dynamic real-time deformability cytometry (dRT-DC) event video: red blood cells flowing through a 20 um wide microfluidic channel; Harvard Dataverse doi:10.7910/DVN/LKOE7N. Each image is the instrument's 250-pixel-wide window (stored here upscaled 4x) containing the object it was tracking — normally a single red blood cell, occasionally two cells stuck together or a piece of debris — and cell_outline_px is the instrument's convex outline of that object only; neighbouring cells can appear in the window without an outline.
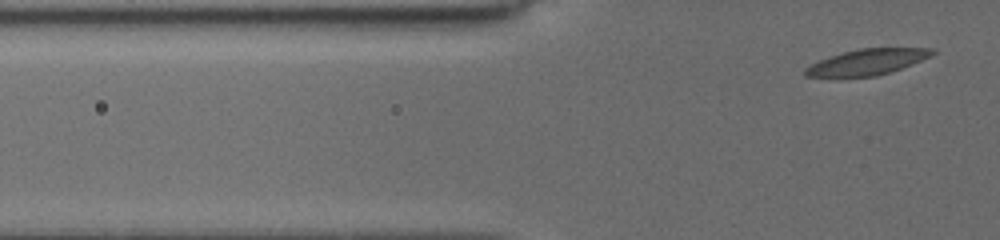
{"species": "common noctule bat (a hibernating species)", "species_latin": "Nyctalus noctula", "temperature_condition": "cold", "stored_images_in_passage": 9, "segment_of_instrument_passage": [2, 2], "camera_frame_rate_fps": 3000, "um_per_image_px": 0.085, "animal": {"sex": "female", "body_mass_g": 19.5, "forearm_length_mm": 54.1}, "frame": {"image": 1, "passage_image": 9, "time_ms": 6.667, "image_size_px": [1000, 240], "cell_outline_px": [[936, 52], [920, 60], [900, 68], [876, 76], [804, 76], [804, 68], [820, 60], [844, 52], [860, 48], [932, 48]], "centroid_in_image_um": [73.69, 5.26], "position_along_channel_um": 52.1, "area_um2": 18.44}}